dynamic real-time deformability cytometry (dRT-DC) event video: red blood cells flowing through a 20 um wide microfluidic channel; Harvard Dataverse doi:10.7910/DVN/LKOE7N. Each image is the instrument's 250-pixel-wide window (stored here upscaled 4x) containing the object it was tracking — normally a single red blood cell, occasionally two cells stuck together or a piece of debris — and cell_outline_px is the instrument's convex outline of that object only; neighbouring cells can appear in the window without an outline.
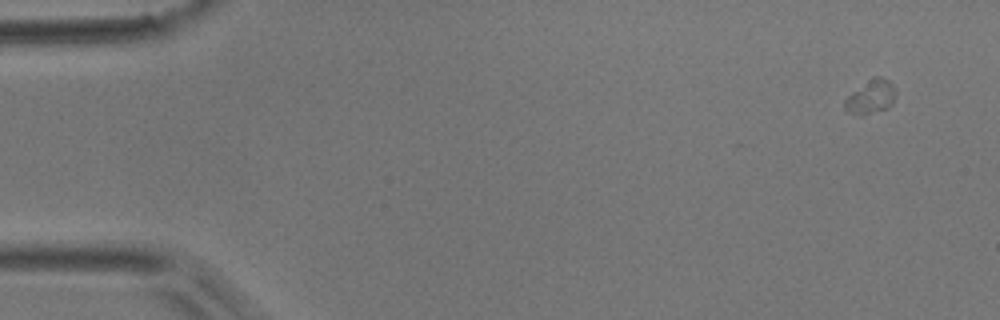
{"species": "common noctule bat (a hibernating species)", "species_latin": "Nyctalus noctula", "temperature_condition": "room temperature", "stored_images_in_passage": 13, "camera_frame_rate_fps": 3000, "um_per_image_px": 0.085, "animal": {"sex": "male", "body_mass_g": 17.9}, "frame": {"image": 1, "passage_image": 4, "time_ms": 1.0, "image_size_px": [1000, 320], "cell_outline_px": [[896, 96], [892, 104], [888, 108], [860, 116], [844, 112], [844, 100], [852, 92], [872, 76], [880, 76], [888, 80], [892, 84], [896, 92]], "centroid_in_image_um": [74.0, 8.24], "position_along_channel_um": 11.0, "area_um2": 10.29}}